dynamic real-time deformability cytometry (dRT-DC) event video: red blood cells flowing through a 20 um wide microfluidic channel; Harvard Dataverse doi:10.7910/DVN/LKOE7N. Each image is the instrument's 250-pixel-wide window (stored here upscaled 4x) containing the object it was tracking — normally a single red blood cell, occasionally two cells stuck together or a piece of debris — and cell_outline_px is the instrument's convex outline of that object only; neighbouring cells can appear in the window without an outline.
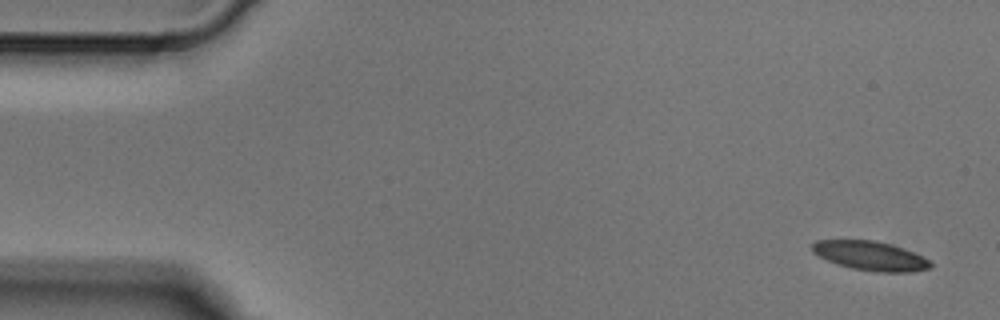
{"species": "Egyptian fruit bat (a non-hibernating species)", "species_latin": "Rousettus aegyptiacus", "temperature_condition": "cold", "stored_images_in_passage": 4, "camera_frame_rate_fps": 3000, "um_per_image_px": 0.085, "animal": {"sex": "male"}, "frame": {"image": 1, "passage_image": 1, "time_ms": 0.0, "image_size_px": [1000, 320], "cell_outline_px": [[936, 264], [932, 268], [908, 272], [876, 272], [852, 268], [828, 260], [812, 252], [812, 244], [816, 240], [876, 240], [904, 248], [932, 260]], "centroid_in_image_um": [74.06, 21.74], "position_along_channel_um": 10.9, "area_um2": 20.23}}
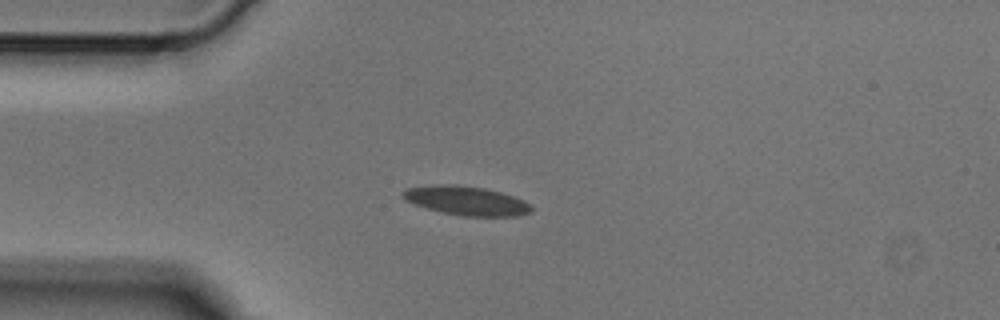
{"frame": {"image": 2, "passage_image": 4, "time_ms": 1.0, "image_size_px": [1000, 320], "cell_outline_px": [[532, 212], [520, 216], [464, 216], [444, 212], [428, 208], [404, 200], [400, 192], [408, 188], [432, 184], [456, 184], [484, 188], [500, 192], [524, 200], [532, 208]], "centroid_in_image_um": [39.63, 17.05], "position_along_channel_um": 45.4, "area_um2": 21.68}}